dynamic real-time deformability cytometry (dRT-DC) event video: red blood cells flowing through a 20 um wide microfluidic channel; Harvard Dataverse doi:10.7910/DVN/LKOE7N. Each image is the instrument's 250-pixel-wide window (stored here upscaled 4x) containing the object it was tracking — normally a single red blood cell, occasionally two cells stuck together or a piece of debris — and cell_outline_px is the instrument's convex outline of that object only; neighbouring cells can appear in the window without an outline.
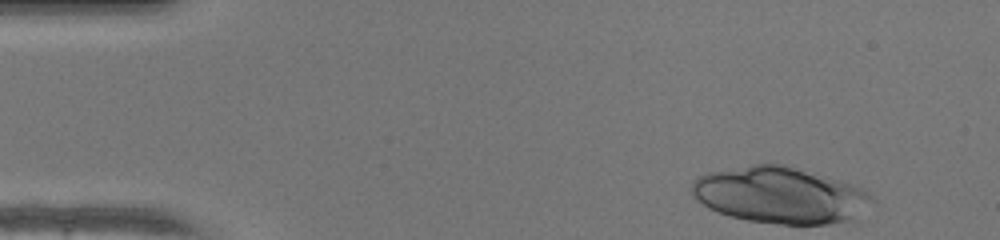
{"species": "human", "species_latin": "Homo sapiens", "temperature_condition": "warm", "stored_images_in_passage": 44, "camera_frame_rate_fps": 3000, "um_per_image_px": 0.085, "donor": {"sex": "female"}, "frame": {"image": 1, "passage_image": 1, "time_ms": 0.0, "image_size_px": [1000, 240], "cell_outline_px": [[872, 200], [852, 220], [828, 224], [780, 224], [748, 220], [716, 212], [708, 208], [692, 192], [692, 184], [700, 176], [708, 172], [752, 164], [784, 164], [840, 180], [864, 188]], "centroid_in_image_um": [66.3, 16.58], "position_along_channel_um": 18.7, "area_um2": 58.55}}